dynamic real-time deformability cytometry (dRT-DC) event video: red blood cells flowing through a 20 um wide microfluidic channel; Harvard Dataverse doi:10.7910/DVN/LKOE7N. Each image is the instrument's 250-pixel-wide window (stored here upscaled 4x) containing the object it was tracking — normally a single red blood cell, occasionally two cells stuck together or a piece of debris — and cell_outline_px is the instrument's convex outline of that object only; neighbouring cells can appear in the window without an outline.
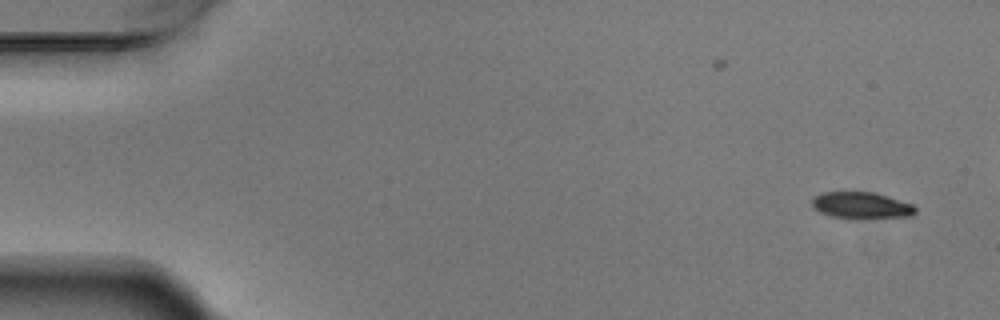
{"species": "Egyptian fruit bat (a non-hibernating species)", "species_latin": "Rousettus aegyptiacus", "temperature_condition": "warm", "stored_images_in_passage": 4, "segment_of_instrument_passage": [1, 2], "camera_frame_rate_fps": 3000, "um_per_image_px": 0.085, "animal": {"sex": "male"}, "frame": {"image": 1, "passage_image": 1, "time_ms": 0.0, "image_size_px": [1000, 320], "cell_outline_px": [[916, 212], [912, 216], [864, 220], [852, 220], [832, 216], [820, 212], [812, 204], [812, 196], [824, 192], [872, 192], [888, 196], [912, 204], [916, 208]], "centroid_in_image_um": [73.24, 17.49], "position_along_channel_um": 11.8, "area_um2": 16.47}}